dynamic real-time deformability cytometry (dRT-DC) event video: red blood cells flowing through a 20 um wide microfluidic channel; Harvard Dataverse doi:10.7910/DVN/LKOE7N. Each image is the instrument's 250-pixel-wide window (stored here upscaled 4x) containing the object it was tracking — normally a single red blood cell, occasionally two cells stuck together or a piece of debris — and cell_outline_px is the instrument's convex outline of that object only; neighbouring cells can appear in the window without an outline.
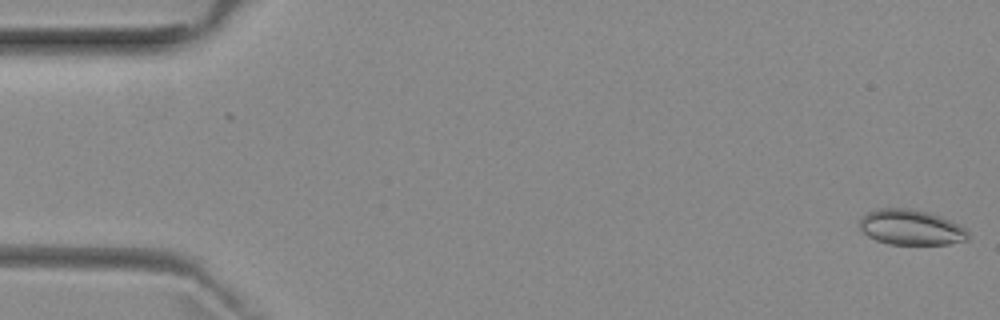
{"species": "common noctule bat (a hibernating species)", "species_latin": "Nyctalus noctula", "temperature_condition": "room temperature", "stored_images_in_passage": 53, "camera_frame_rate_fps": 3000, "um_per_image_px": 0.085, "animal": {"sex": "female", "body_mass_g": 29.2, "forearm_length_mm": 56.3}, "frame": {"image": 1, "passage_image": 1, "time_ms": 0.0, "image_size_px": [1000, 320], "cell_outline_px": [[968, 240], [948, 244], [888, 244], [876, 240], [868, 236], [860, 228], [860, 220], [868, 212], [876, 208], [908, 208], [928, 212], [940, 216], [960, 224], [968, 232]], "centroid_in_image_um": [77.44, 19.32], "position_along_channel_um": 7.6, "area_um2": 22.31}}
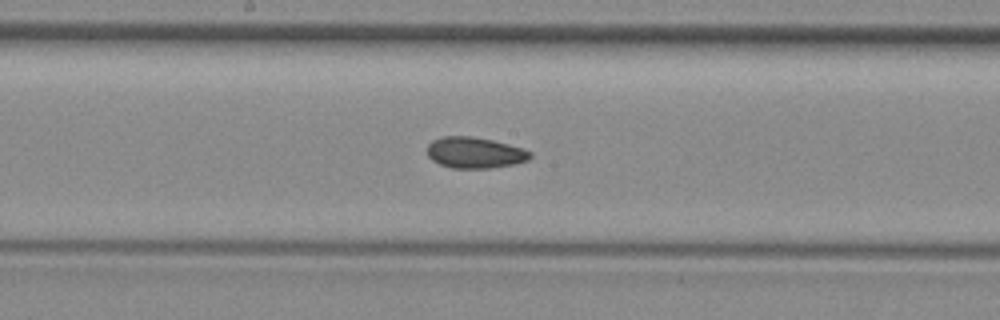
{"frame": {"image": 2, "passage_image": 27, "time_ms": 8.667, "image_size_px": [1000, 320], "cell_outline_px": [[532, 156], [528, 160], [516, 164], [492, 168], [452, 168], [440, 164], [432, 160], [428, 156], [428, 144], [432, 140], [440, 136], [472, 136], [492, 140], [524, 148], [532, 152]], "centroid_in_image_um": [40.38, 12.97], "position_along_channel_um": 207.8, "area_um2": 18.84}}
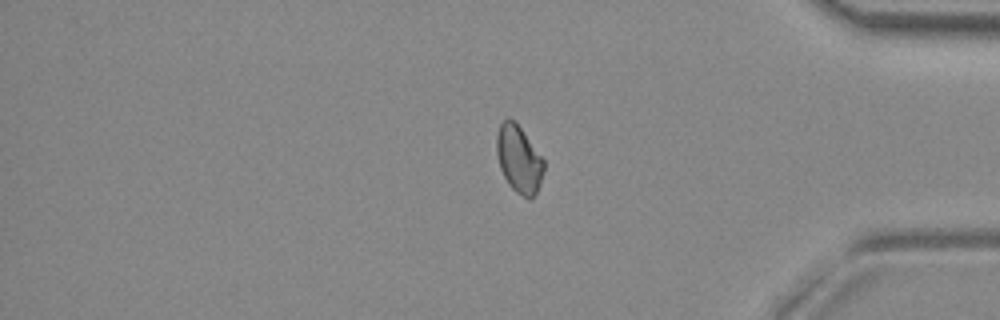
{"frame": {"image": 3, "passage_image": 43, "time_ms": 14.0, "image_size_px": [1000, 320], "cell_outline_px": [[544, 172], [540, 184], [532, 200], [528, 200], [516, 192], [508, 184], [500, 168], [496, 152], [496, 136], [500, 124], [508, 116], [520, 128], [544, 160]], "centroid_in_image_um": [44.1, 13.57], "position_along_channel_um": 391.1, "area_um2": 18.44}, "authors_computed_cell_mechanics": {"area_um2": 18.9006, "velocity_mm_per_s": 3.951, "shape_relaxation_time_tau1_ms": null, "shape_relaxation_time_tau2_ms": 2.6405, "deformation_change_tau1": null, "deformation_change_tau2": 0.0629}}